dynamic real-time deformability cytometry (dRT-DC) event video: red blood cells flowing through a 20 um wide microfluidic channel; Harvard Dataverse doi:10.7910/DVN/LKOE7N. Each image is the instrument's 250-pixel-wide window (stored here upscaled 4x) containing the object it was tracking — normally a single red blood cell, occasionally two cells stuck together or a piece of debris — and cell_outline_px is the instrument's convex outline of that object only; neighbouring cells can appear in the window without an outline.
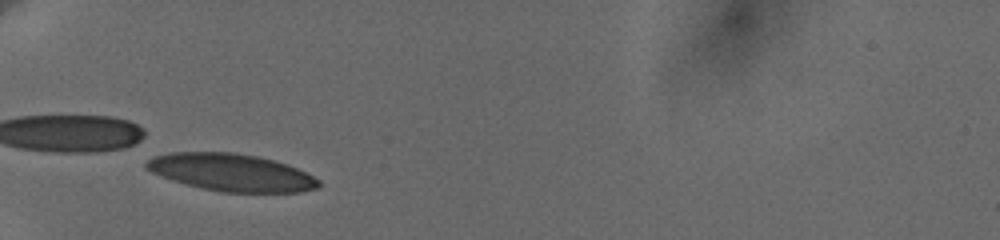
{"species": "human", "species_latin": "Homo sapiens", "temperature_condition": "cold", "stored_images_in_passage": 38, "camera_frame_rate_fps": 3000, "um_per_image_px": 0.085, "donor": {"sex": "female"}, "frame": {"image": 1, "passage_image": 3, "time_ms": 1.0, "image_size_px": [1000, 240], "cell_outline_px": [[320, 184], [316, 188], [300, 192], [224, 192], [200, 188], [172, 180], [152, 172], [144, 168], [144, 164], [148, 160], [156, 156], [172, 152], [232, 152], [256, 156], [272, 160], [296, 168], [320, 180]], "centroid_in_image_um": [19.63, 14.66], "position_along_channel_um": 65.4, "area_um2": 37.11}}
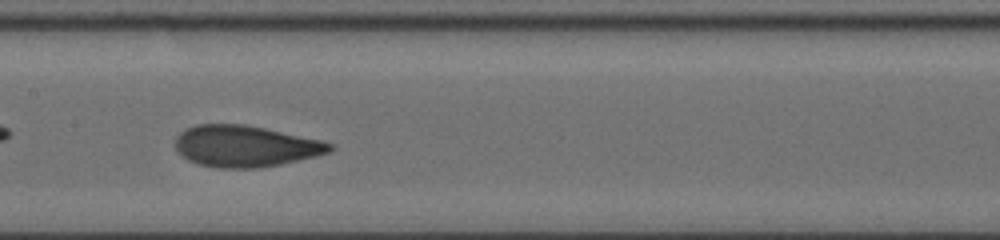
{"frame": {"image": 2, "passage_image": 11, "time_ms": 4.667, "image_size_px": [1000, 240], "cell_outline_px": [[332, 152], [316, 156], [280, 164], [260, 168], [216, 168], [200, 164], [188, 160], [176, 148], [176, 136], [180, 132], [196, 124], [244, 124], [264, 128], [320, 140], [332, 144]], "centroid_in_image_um": [20.85, 12.43], "position_along_channel_um": 186.6, "area_um2": 36.99}}
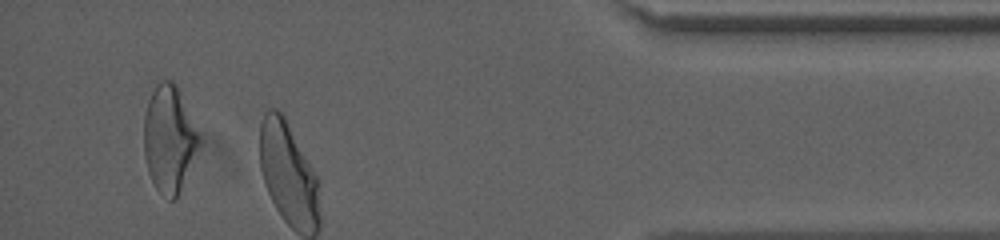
{"frame": {"image": 3, "passage_image": 35, "time_ms": 11.667, "image_size_px": [1000, 240], "cell_outline_px": [[200, 144], [176, 200], [168, 200], [156, 188], [148, 172], [144, 156], [144, 116], [152, 80], [172, 80], [176, 84], [180, 92], [200, 136]], "centroid_in_image_um": [14.34, 11.74], "position_along_channel_um": 420.9, "area_um2": 34.74}, "authors_computed_cell_mechanics": {"area_um2": 36.6163, "velocity_mm_per_s": 3.6343, "shape_relaxation_time_tau1_ms": 4.3013, "shape_relaxation_time_tau2_ms": 0.9566, "deformation_change_tau1": 0.164, "deformation_change_tau2": 0.0684}}